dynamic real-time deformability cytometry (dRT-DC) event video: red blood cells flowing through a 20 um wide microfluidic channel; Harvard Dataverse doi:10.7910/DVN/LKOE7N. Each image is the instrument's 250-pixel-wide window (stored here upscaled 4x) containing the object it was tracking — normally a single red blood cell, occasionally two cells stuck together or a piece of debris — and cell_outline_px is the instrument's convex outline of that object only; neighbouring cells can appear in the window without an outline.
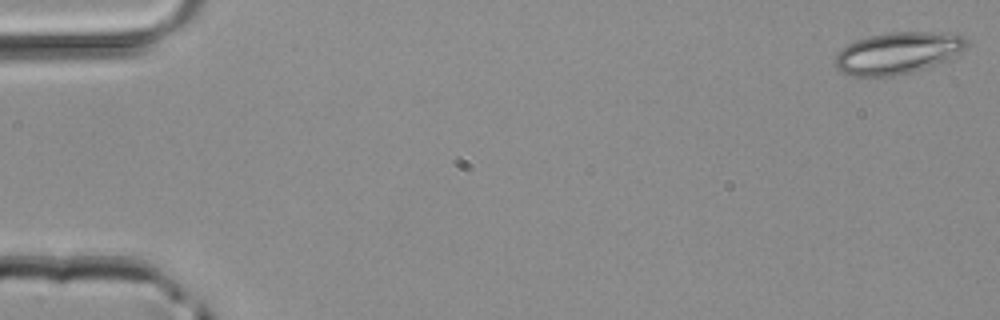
{"species": "common noctule bat (a hibernating species)", "species_latin": "Nyctalus noctula", "temperature_condition": "room temperature", "stored_images_in_passage": 47, "camera_frame_rate_fps": 3000, "um_per_image_px": 0.085, "animal": {"sex": "male", "body_mass_g": 20.4}, "frame": {"image": 1, "passage_image": 1, "time_ms": 0.0, "image_size_px": [1000, 320], "cell_outline_px": [[968, 44], [960, 52], [948, 60], [912, 72], [892, 76], [868, 80], [852, 76], [840, 72], [836, 68], [836, 52], [848, 44], [856, 40], [868, 36], [888, 32], [956, 32], [964, 36], [968, 40]], "centroid_in_image_um": [76.29, 4.53], "position_along_channel_um": 8.7, "area_um2": 32.89}}
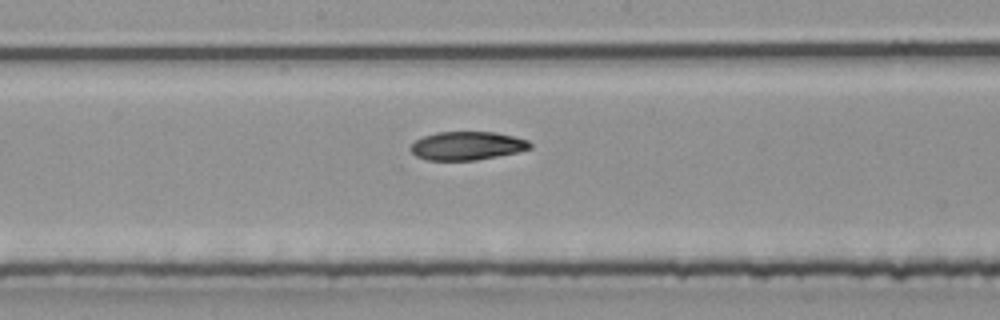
{"frame": {"image": 2, "passage_image": 25, "time_ms": 8.0, "image_size_px": [1000, 320], "cell_outline_px": [[532, 148], [516, 152], [476, 160], [424, 160], [416, 156], [408, 148], [416, 140], [424, 136], [436, 132], [496, 132], [516, 136], [528, 140], [532, 144]], "centroid_in_image_um": [39.7, 12.38], "position_along_channel_um": 208.5, "area_um2": 19.88}}
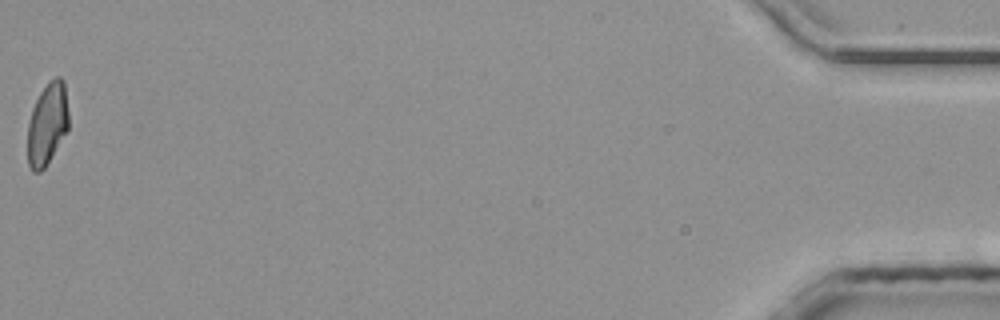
{"frame": {"image": 3, "passage_image": 47, "time_ms": 15.333, "image_size_px": [1000, 320], "cell_outline_px": [[68, 132], [44, 168], [40, 172], [32, 172], [28, 164], [28, 124], [32, 108], [40, 92], [56, 76], [60, 76], [64, 80], [68, 112]], "centroid_in_image_um": [4.03, 10.56], "position_along_channel_um": 431.2, "area_um2": 19.65}}